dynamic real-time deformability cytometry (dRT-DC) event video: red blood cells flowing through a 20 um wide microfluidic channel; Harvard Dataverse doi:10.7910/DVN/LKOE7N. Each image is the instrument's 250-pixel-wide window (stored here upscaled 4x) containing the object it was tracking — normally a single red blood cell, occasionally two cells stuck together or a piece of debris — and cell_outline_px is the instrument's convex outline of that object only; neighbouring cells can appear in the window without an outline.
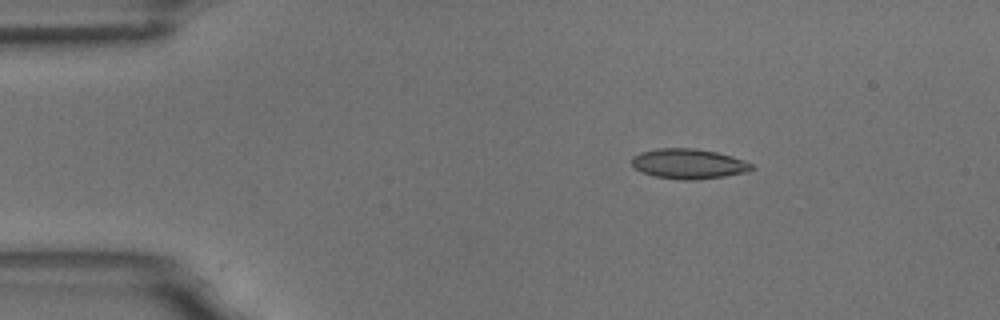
{"species": "common noctule bat (a hibernating species)", "species_latin": "Nyctalus noctula", "temperature_condition": "room temperature", "stored_images_in_passage": 5, "camera_frame_rate_fps": 3000, "um_per_image_px": 0.085, "animal": {"sex": "male", "body_mass_g": 18.8}, "frame": {"image": 1, "passage_image": 3, "time_ms": 2.333, "image_size_px": [1000, 320], "cell_outline_px": [[756, 168], [748, 172], [724, 176], [696, 180], [680, 180], [656, 176], [632, 168], [632, 156], [640, 152], [656, 148], [696, 148], [716, 152], [732, 156], [744, 160], [752, 164]], "centroid_in_image_um": [58.54, 13.92], "position_along_channel_um": 26.5, "area_um2": 21.15}}